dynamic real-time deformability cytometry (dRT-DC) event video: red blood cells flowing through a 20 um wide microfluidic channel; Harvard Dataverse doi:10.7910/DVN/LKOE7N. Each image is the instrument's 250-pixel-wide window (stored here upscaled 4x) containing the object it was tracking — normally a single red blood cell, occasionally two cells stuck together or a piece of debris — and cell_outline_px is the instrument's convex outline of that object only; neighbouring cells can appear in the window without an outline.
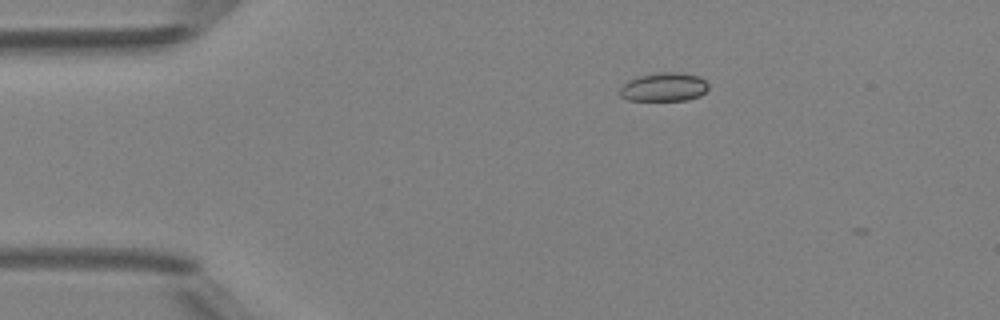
{"species": "Egyptian fruit bat (a non-hibernating species)", "species_latin": "Rousettus aegyptiacus", "temperature_condition": "room temperature", "stored_images_in_passage": 4, "camera_frame_rate_fps": 3000, "um_per_image_px": 0.085, "animal": {"sex": "female"}, "frame": {"image": 1, "passage_image": 2, "time_ms": 0.333, "image_size_px": [1000, 320], "cell_outline_px": [[708, 88], [700, 96], [688, 100], [628, 100], [620, 96], [620, 88], [628, 80], [640, 76], [656, 72], [680, 72], [700, 76], [708, 84]], "centroid_in_image_um": [56.45, 7.39], "position_along_channel_um": 28.6, "area_um2": 14.85}}